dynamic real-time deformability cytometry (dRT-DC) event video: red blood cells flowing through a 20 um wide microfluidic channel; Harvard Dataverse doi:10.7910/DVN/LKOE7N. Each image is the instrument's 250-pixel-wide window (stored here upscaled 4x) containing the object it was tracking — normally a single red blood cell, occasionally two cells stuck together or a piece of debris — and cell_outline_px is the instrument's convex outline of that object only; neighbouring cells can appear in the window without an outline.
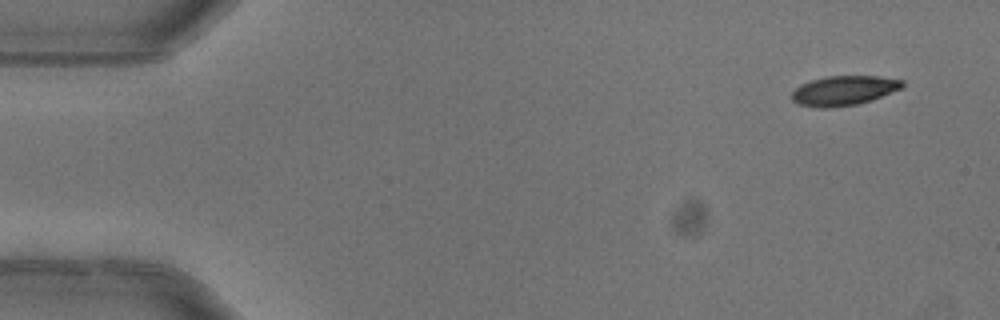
{"species": "common noctule bat (a hibernating species)", "species_latin": "Nyctalus noctula", "temperature_condition": "warm", "stored_images_in_passage": 4, "camera_frame_rate_fps": 3000, "um_per_image_px": 0.085, "animal": {"sex": "female"}, "frame": {"image": 1, "passage_image": 1, "time_ms": 0.0, "image_size_px": [1000, 320], "cell_outline_px": [[904, 84], [900, 88], [872, 100], [856, 104], [824, 108], [820, 108], [800, 104], [792, 100], [792, 92], [800, 84], [812, 80], [828, 76], [876, 76], [904, 80]], "centroid_in_image_um": [71.71, 7.69], "position_along_channel_um": 13.3, "area_um2": 18.79}}